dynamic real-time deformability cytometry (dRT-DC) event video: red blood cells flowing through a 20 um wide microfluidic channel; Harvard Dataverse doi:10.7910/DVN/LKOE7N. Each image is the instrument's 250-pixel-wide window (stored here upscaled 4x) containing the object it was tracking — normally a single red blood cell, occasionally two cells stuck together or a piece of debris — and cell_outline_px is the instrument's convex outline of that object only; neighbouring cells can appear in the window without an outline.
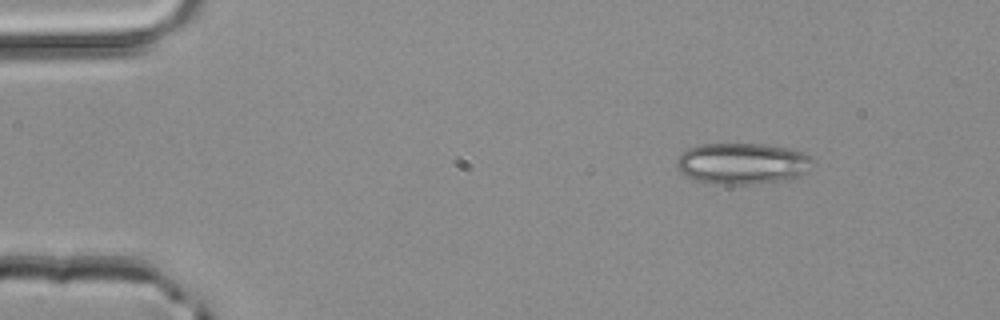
{"species": "common noctule bat (a hibernating species)", "species_latin": "Nyctalus noctula", "temperature_condition": "room temperature", "stored_images_in_passage": 3, "camera_frame_rate_fps": 3000, "um_per_image_px": 0.085, "animal": {"sex": "male", "body_mass_g": 20.4}, "frame": {"image": 1, "passage_image": 1, "time_ms": 0.0, "image_size_px": [1000, 320], "cell_outline_px": [[816, 160], [800, 176], [780, 180], [748, 184], [716, 184], [696, 180], [684, 176], [676, 168], [676, 160], [688, 148], [700, 144], [764, 144], [784, 148], [800, 152], [812, 156]], "centroid_in_image_um": [63.06, 13.9], "position_along_channel_um": 21.9, "area_um2": 32.48}}